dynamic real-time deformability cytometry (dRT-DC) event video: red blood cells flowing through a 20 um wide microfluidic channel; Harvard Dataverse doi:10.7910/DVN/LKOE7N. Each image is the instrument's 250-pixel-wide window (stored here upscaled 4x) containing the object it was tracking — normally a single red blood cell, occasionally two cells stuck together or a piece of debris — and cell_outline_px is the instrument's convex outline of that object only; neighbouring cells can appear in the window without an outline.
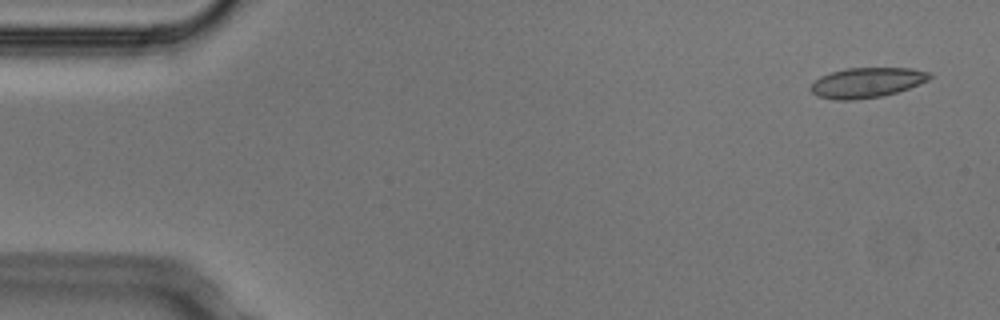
{"species": "Egyptian fruit bat (a non-hibernating species)", "species_latin": "Rousettus aegyptiacus", "temperature_condition": "cold", "stored_images_in_passage": 5, "camera_frame_rate_fps": 3000, "um_per_image_px": 0.085, "animal": {"sex": "male"}, "frame": {"image": 1, "passage_image": 1, "time_ms": 0.0, "image_size_px": [1000, 320], "cell_outline_px": [[932, 76], [928, 80], [920, 84], [896, 92], [880, 96], [856, 100], [832, 100], [816, 96], [808, 88], [820, 76], [832, 72], [848, 68], [912, 68], [928, 72]], "centroid_in_image_um": [73.65, 7.03], "position_along_channel_um": 11.4, "area_um2": 20.81}}
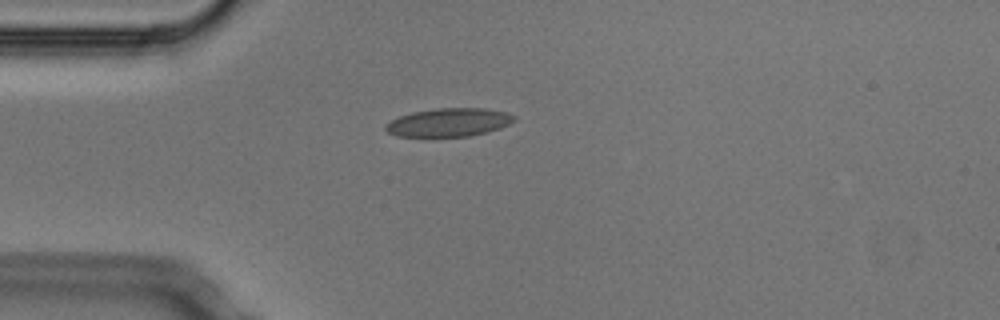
{"frame": {"image": 2, "passage_image": 4, "time_ms": 1.0, "image_size_px": [1000, 320], "cell_outline_px": [[516, 120], [500, 128], [468, 136], [396, 136], [388, 132], [384, 128], [392, 120], [400, 116], [412, 112], [436, 108], [484, 108], [508, 112], [516, 116]], "centroid_in_image_um": [38.18, 10.39], "position_along_channel_um": 46.8, "area_um2": 21.04}}